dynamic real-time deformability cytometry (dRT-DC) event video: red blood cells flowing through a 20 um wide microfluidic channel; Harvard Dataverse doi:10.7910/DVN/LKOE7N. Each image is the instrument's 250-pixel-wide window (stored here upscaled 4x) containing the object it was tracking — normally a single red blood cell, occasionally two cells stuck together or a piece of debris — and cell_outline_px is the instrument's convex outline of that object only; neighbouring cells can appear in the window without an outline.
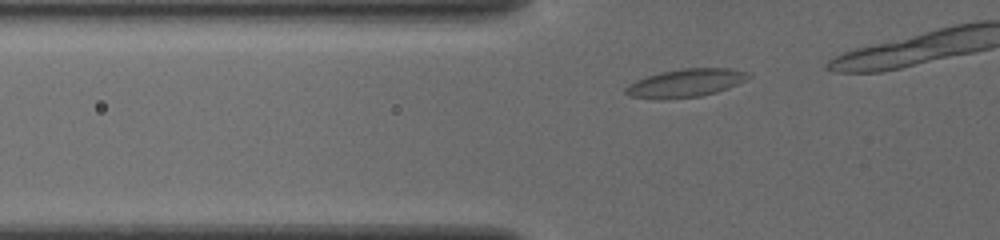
{"species": "common noctule bat (a hibernating species)", "species_latin": "Nyctalus noctula", "temperature_condition": "cold", "stored_images_in_passage": 10, "camera_frame_rate_fps": 3000, "um_per_image_px": 0.085, "animal": {"sex": "female", "body_mass_g": 19.5, "forearm_length_mm": 54.1}, "frame": {"image": 1, "passage_image": 4, "time_ms": 1.0, "image_size_px": [1000, 240], "cell_outline_px": [[752, 76], [728, 88], [716, 92], [700, 96], [660, 100], [628, 96], [624, 92], [624, 88], [628, 84], [636, 80], [660, 72], [684, 68], [728, 68], [744, 72]], "centroid_in_image_um": [58.2, 7.07], "position_along_channel_um": 67.6, "area_um2": 20.06}}
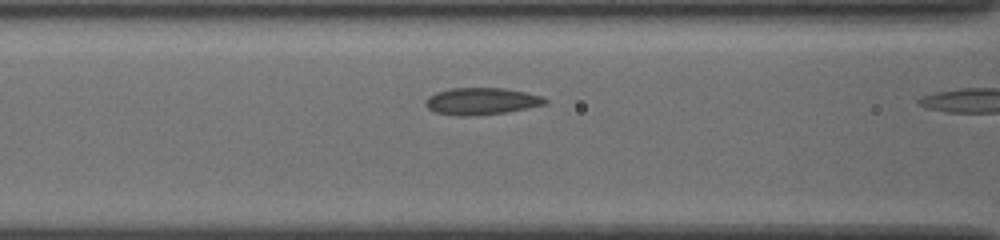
{"frame": {"image": 2, "passage_image": 9, "time_ms": 2.667, "image_size_px": [1000, 240], "cell_outline_px": [[548, 104], [504, 112], [476, 116], [456, 116], [436, 112], [428, 108], [424, 104], [424, 100], [428, 96], [436, 92], [448, 88], [504, 88], [544, 96], [548, 100]], "centroid_in_image_um": [40.9, 8.6], "position_along_channel_um": 125.7, "area_um2": 18.96}}